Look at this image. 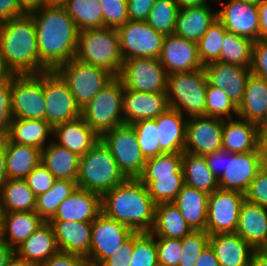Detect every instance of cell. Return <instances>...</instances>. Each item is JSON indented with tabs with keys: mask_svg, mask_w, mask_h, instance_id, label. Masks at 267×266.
I'll list each match as a JSON object with an SVG mask.
<instances>
[{
	"mask_svg": "<svg viewBox=\"0 0 267 266\" xmlns=\"http://www.w3.org/2000/svg\"><path fill=\"white\" fill-rule=\"evenodd\" d=\"M124 87L146 93H166L168 73L157 58H133L123 61L118 76Z\"/></svg>",
	"mask_w": 267,
	"mask_h": 266,
	"instance_id": "4fadbf2b",
	"label": "cell"
},
{
	"mask_svg": "<svg viewBox=\"0 0 267 266\" xmlns=\"http://www.w3.org/2000/svg\"><path fill=\"white\" fill-rule=\"evenodd\" d=\"M208 199V193L184 184L173 203L192 230L205 231Z\"/></svg>",
	"mask_w": 267,
	"mask_h": 266,
	"instance_id": "1f68e13d",
	"label": "cell"
},
{
	"mask_svg": "<svg viewBox=\"0 0 267 266\" xmlns=\"http://www.w3.org/2000/svg\"><path fill=\"white\" fill-rule=\"evenodd\" d=\"M24 14H30L44 6V0H16Z\"/></svg>",
	"mask_w": 267,
	"mask_h": 266,
	"instance_id": "89a4df30",
	"label": "cell"
},
{
	"mask_svg": "<svg viewBox=\"0 0 267 266\" xmlns=\"http://www.w3.org/2000/svg\"><path fill=\"white\" fill-rule=\"evenodd\" d=\"M0 59L9 75L38 74L48 70L39 58L31 14L0 23Z\"/></svg>",
	"mask_w": 267,
	"mask_h": 266,
	"instance_id": "7a4b0ae2",
	"label": "cell"
},
{
	"mask_svg": "<svg viewBox=\"0 0 267 266\" xmlns=\"http://www.w3.org/2000/svg\"><path fill=\"white\" fill-rule=\"evenodd\" d=\"M123 61L133 58L159 59L165 35L146 21L128 20L117 29Z\"/></svg>",
	"mask_w": 267,
	"mask_h": 266,
	"instance_id": "7c38bea8",
	"label": "cell"
},
{
	"mask_svg": "<svg viewBox=\"0 0 267 266\" xmlns=\"http://www.w3.org/2000/svg\"><path fill=\"white\" fill-rule=\"evenodd\" d=\"M123 92L124 84L115 76L81 109V117L99 136L124 124Z\"/></svg>",
	"mask_w": 267,
	"mask_h": 266,
	"instance_id": "52a82bcc",
	"label": "cell"
},
{
	"mask_svg": "<svg viewBox=\"0 0 267 266\" xmlns=\"http://www.w3.org/2000/svg\"><path fill=\"white\" fill-rule=\"evenodd\" d=\"M208 83L228 95L238 107L241 103L247 79L251 74L250 67L214 61L204 65Z\"/></svg>",
	"mask_w": 267,
	"mask_h": 266,
	"instance_id": "ffe728a7",
	"label": "cell"
},
{
	"mask_svg": "<svg viewBox=\"0 0 267 266\" xmlns=\"http://www.w3.org/2000/svg\"><path fill=\"white\" fill-rule=\"evenodd\" d=\"M43 72L11 75V110L13 118L45 120Z\"/></svg>",
	"mask_w": 267,
	"mask_h": 266,
	"instance_id": "30bf717a",
	"label": "cell"
},
{
	"mask_svg": "<svg viewBox=\"0 0 267 266\" xmlns=\"http://www.w3.org/2000/svg\"><path fill=\"white\" fill-rule=\"evenodd\" d=\"M155 120L161 151L164 154L183 153L188 118L183 116L178 110L169 107Z\"/></svg>",
	"mask_w": 267,
	"mask_h": 266,
	"instance_id": "f1b7e54d",
	"label": "cell"
},
{
	"mask_svg": "<svg viewBox=\"0 0 267 266\" xmlns=\"http://www.w3.org/2000/svg\"><path fill=\"white\" fill-rule=\"evenodd\" d=\"M195 266H220L210 244L206 245L196 261Z\"/></svg>",
	"mask_w": 267,
	"mask_h": 266,
	"instance_id": "e7e4bbea",
	"label": "cell"
},
{
	"mask_svg": "<svg viewBox=\"0 0 267 266\" xmlns=\"http://www.w3.org/2000/svg\"><path fill=\"white\" fill-rule=\"evenodd\" d=\"M126 179L101 139L79 158V188L102 196Z\"/></svg>",
	"mask_w": 267,
	"mask_h": 266,
	"instance_id": "277c9868",
	"label": "cell"
},
{
	"mask_svg": "<svg viewBox=\"0 0 267 266\" xmlns=\"http://www.w3.org/2000/svg\"><path fill=\"white\" fill-rule=\"evenodd\" d=\"M159 266H178L181 255V239L156 237Z\"/></svg>",
	"mask_w": 267,
	"mask_h": 266,
	"instance_id": "f5cc1de1",
	"label": "cell"
},
{
	"mask_svg": "<svg viewBox=\"0 0 267 266\" xmlns=\"http://www.w3.org/2000/svg\"><path fill=\"white\" fill-rule=\"evenodd\" d=\"M101 212V195L77 187L59 205L51 220L93 222Z\"/></svg>",
	"mask_w": 267,
	"mask_h": 266,
	"instance_id": "7402d4cb",
	"label": "cell"
},
{
	"mask_svg": "<svg viewBox=\"0 0 267 266\" xmlns=\"http://www.w3.org/2000/svg\"><path fill=\"white\" fill-rule=\"evenodd\" d=\"M68 0H44V6L64 7Z\"/></svg>",
	"mask_w": 267,
	"mask_h": 266,
	"instance_id": "11e5206c",
	"label": "cell"
},
{
	"mask_svg": "<svg viewBox=\"0 0 267 266\" xmlns=\"http://www.w3.org/2000/svg\"><path fill=\"white\" fill-rule=\"evenodd\" d=\"M42 149L21 145L6 138V174L8 179H25L41 163Z\"/></svg>",
	"mask_w": 267,
	"mask_h": 266,
	"instance_id": "d590c367",
	"label": "cell"
},
{
	"mask_svg": "<svg viewBox=\"0 0 267 266\" xmlns=\"http://www.w3.org/2000/svg\"><path fill=\"white\" fill-rule=\"evenodd\" d=\"M220 6L217 19L228 32L248 38L253 42L259 40L260 15L258 5L236 0H215Z\"/></svg>",
	"mask_w": 267,
	"mask_h": 266,
	"instance_id": "2e32d148",
	"label": "cell"
},
{
	"mask_svg": "<svg viewBox=\"0 0 267 266\" xmlns=\"http://www.w3.org/2000/svg\"><path fill=\"white\" fill-rule=\"evenodd\" d=\"M13 253L14 250L3 239H0V266H4Z\"/></svg>",
	"mask_w": 267,
	"mask_h": 266,
	"instance_id": "2644e50d",
	"label": "cell"
},
{
	"mask_svg": "<svg viewBox=\"0 0 267 266\" xmlns=\"http://www.w3.org/2000/svg\"><path fill=\"white\" fill-rule=\"evenodd\" d=\"M77 60L103 68L119 76L123 65L118 32L102 27L79 31L75 57Z\"/></svg>",
	"mask_w": 267,
	"mask_h": 266,
	"instance_id": "5b68a950",
	"label": "cell"
},
{
	"mask_svg": "<svg viewBox=\"0 0 267 266\" xmlns=\"http://www.w3.org/2000/svg\"><path fill=\"white\" fill-rule=\"evenodd\" d=\"M79 158L76 153L59 146L53 140L41 151V163L56 179L77 181Z\"/></svg>",
	"mask_w": 267,
	"mask_h": 266,
	"instance_id": "836d02e7",
	"label": "cell"
},
{
	"mask_svg": "<svg viewBox=\"0 0 267 266\" xmlns=\"http://www.w3.org/2000/svg\"><path fill=\"white\" fill-rule=\"evenodd\" d=\"M259 251L267 255V246H262Z\"/></svg>",
	"mask_w": 267,
	"mask_h": 266,
	"instance_id": "deb4b68c",
	"label": "cell"
},
{
	"mask_svg": "<svg viewBox=\"0 0 267 266\" xmlns=\"http://www.w3.org/2000/svg\"><path fill=\"white\" fill-rule=\"evenodd\" d=\"M207 75L204 68L168 74L169 107L186 118L205 116Z\"/></svg>",
	"mask_w": 267,
	"mask_h": 266,
	"instance_id": "8992f818",
	"label": "cell"
},
{
	"mask_svg": "<svg viewBox=\"0 0 267 266\" xmlns=\"http://www.w3.org/2000/svg\"><path fill=\"white\" fill-rule=\"evenodd\" d=\"M11 75L0 81V135L7 136L12 122Z\"/></svg>",
	"mask_w": 267,
	"mask_h": 266,
	"instance_id": "db71d44e",
	"label": "cell"
},
{
	"mask_svg": "<svg viewBox=\"0 0 267 266\" xmlns=\"http://www.w3.org/2000/svg\"><path fill=\"white\" fill-rule=\"evenodd\" d=\"M39 266H88V263L81 255L58 251Z\"/></svg>",
	"mask_w": 267,
	"mask_h": 266,
	"instance_id": "91938a15",
	"label": "cell"
},
{
	"mask_svg": "<svg viewBox=\"0 0 267 266\" xmlns=\"http://www.w3.org/2000/svg\"><path fill=\"white\" fill-rule=\"evenodd\" d=\"M100 139L109 148L120 171L127 179L138 178L146 163L132 124H121L106 131Z\"/></svg>",
	"mask_w": 267,
	"mask_h": 266,
	"instance_id": "9c48e42d",
	"label": "cell"
},
{
	"mask_svg": "<svg viewBox=\"0 0 267 266\" xmlns=\"http://www.w3.org/2000/svg\"><path fill=\"white\" fill-rule=\"evenodd\" d=\"M6 138L17 144L43 149L53 140V127L41 119L13 118Z\"/></svg>",
	"mask_w": 267,
	"mask_h": 266,
	"instance_id": "d6a6232c",
	"label": "cell"
},
{
	"mask_svg": "<svg viewBox=\"0 0 267 266\" xmlns=\"http://www.w3.org/2000/svg\"><path fill=\"white\" fill-rule=\"evenodd\" d=\"M245 194L217 189L209 194L205 230L210 234L235 233Z\"/></svg>",
	"mask_w": 267,
	"mask_h": 266,
	"instance_id": "9a60e30c",
	"label": "cell"
},
{
	"mask_svg": "<svg viewBox=\"0 0 267 266\" xmlns=\"http://www.w3.org/2000/svg\"><path fill=\"white\" fill-rule=\"evenodd\" d=\"M259 170L258 151L233 154L223 150L222 176L218 179L219 189L245 194Z\"/></svg>",
	"mask_w": 267,
	"mask_h": 266,
	"instance_id": "e0dca14e",
	"label": "cell"
},
{
	"mask_svg": "<svg viewBox=\"0 0 267 266\" xmlns=\"http://www.w3.org/2000/svg\"><path fill=\"white\" fill-rule=\"evenodd\" d=\"M178 5L179 9L185 7H193V6H200L204 4H208L212 0H174Z\"/></svg>",
	"mask_w": 267,
	"mask_h": 266,
	"instance_id": "34e18365",
	"label": "cell"
},
{
	"mask_svg": "<svg viewBox=\"0 0 267 266\" xmlns=\"http://www.w3.org/2000/svg\"><path fill=\"white\" fill-rule=\"evenodd\" d=\"M64 7L79 31L103 27V11L99 0H68Z\"/></svg>",
	"mask_w": 267,
	"mask_h": 266,
	"instance_id": "60d3db41",
	"label": "cell"
},
{
	"mask_svg": "<svg viewBox=\"0 0 267 266\" xmlns=\"http://www.w3.org/2000/svg\"><path fill=\"white\" fill-rule=\"evenodd\" d=\"M23 14L16 0H0V23Z\"/></svg>",
	"mask_w": 267,
	"mask_h": 266,
	"instance_id": "6125c7cd",
	"label": "cell"
},
{
	"mask_svg": "<svg viewBox=\"0 0 267 266\" xmlns=\"http://www.w3.org/2000/svg\"><path fill=\"white\" fill-rule=\"evenodd\" d=\"M236 1L246 2V3H251V4L258 5L262 0H236Z\"/></svg>",
	"mask_w": 267,
	"mask_h": 266,
	"instance_id": "979ff035",
	"label": "cell"
},
{
	"mask_svg": "<svg viewBox=\"0 0 267 266\" xmlns=\"http://www.w3.org/2000/svg\"><path fill=\"white\" fill-rule=\"evenodd\" d=\"M56 71L67 82L77 105L81 109L115 77L103 68L83 63L76 58L62 64Z\"/></svg>",
	"mask_w": 267,
	"mask_h": 266,
	"instance_id": "ba28073f",
	"label": "cell"
},
{
	"mask_svg": "<svg viewBox=\"0 0 267 266\" xmlns=\"http://www.w3.org/2000/svg\"><path fill=\"white\" fill-rule=\"evenodd\" d=\"M103 11V27L114 28L128 21L127 0H99Z\"/></svg>",
	"mask_w": 267,
	"mask_h": 266,
	"instance_id": "816d5d0a",
	"label": "cell"
},
{
	"mask_svg": "<svg viewBox=\"0 0 267 266\" xmlns=\"http://www.w3.org/2000/svg\"><path fill=\"white\" fill-rule=\"evenodd\" d=\"M8 179L6 174V137L0 135V187Z\"/></svg>",
	"mask_w": 267,
	"mask_h": 266,
	"instance_id": "003e7915",
	"label": "cell"
},
{
	"mask_svg": "<svg viewBox=\"0 0 267 266\" xmlns=\"http://www.w3.org/2000/svg\"><path fill=\"white\" fill-rule=\"evenodd\" d=\"M3 211L0 207V239H2V224H3Z\"/></svg>",
	"mask_w": 267,
	"mask_h": 266,
	"instance_id": "09005b40",
	"label": "cell"
},
{
	"mask_svg": "<svg viewBox=\"0 0 267 266\" xmlns=\"http://www.w3.org/2000/svg\"><path fill=\"white\" fill-rule=\"evenodd\" d=\"M260 15L259 39H267V0L258 4Z\"/></svg>",
	"mask_w": 267,
	"mask_h": 266,
	"instance_id": "a7ac6f4b",
	"label": "cell"
},
{
	"mask_svg": "<svg viewBox=\"0 0 267 266\" xmlns=\"http://www.w3.org/2000/svg\"><path fill=\"white\" fill-rule=\"evenodd\" d=\"M133 233L134 231L121 222L111 219L101 212L92 222L91 248L85 257L88 266H99L115 253Z\"/></svg>",
	"mask_w": 267,
	"mask_h": 266,
	"instance_id": "5bb4252c",
	"label": "cell"
},
{
	"mask_svg": "<svg viewBox=\"0 0 267 266\" xmlns=\"http://www.w3.org/2000/svg\"><path fill=\"white\" fill-rule=\"evenodd\" d=\"M192 231L173 202L156 205L155 221L150 231L155 237L182 239Z\"/></svg>",
	"mask_w": 267,
	"mask_h": 266,
	"instance_id": "8d00e7d4",
	"label": "cell"
},
{
	"mask_svg": "<svg viewBox=\"0 0 267 266\" xmlns=\"http://www.w3.org/2000/svg\"><path fill=\"white\" fill-rule=\"evenodd\" d=\"M254 250H259L267 239V208L244 200L236 232Z\"/></svg>",
	"mask_w": 267,
	"mask_h": 266,
	"instance_id": "83f0119b",
	"label": "cell"
},
{
	"mask_svg": "<svg viewBox=\"0 0 267 266\" xmlns=\"http://www.w3.org/2000/svg\"><path fill=\"white\" fill-rule=\"evenodd\" d=\"M168 108L167 93H146L124 87L123 119L126 124L155 119Z\"/></svg>",
	"mask_w": 267,
	"mask_h": 266,
	"instance_id": "44dd1931",
	"label": "cell"
},
{
	"mask_svg": "<svg viewBox=\"0 0 267 266\" xmlns=\"http://www.w3.org/2000/svg\"><path fill=\"white\" fill-rule=\"evenodd\" d=\"M210 171L219 179L222 176L223 149L204 156Z\"/></svg>",
	"mask_w": 267,
	"mask_h": 266,
	"instance_id": "be15d7a7",
	"label": "cell"
},
{
	"mask_svg": "<svg viewBox=\"0 0 267 266\" xmlns=\"http://www.w3.org/2000/svg\"><path fill=\"white\" fill-rule=\"evenodd\" d=\"M25 180L29 188L37 197L38 195L49 191L53 187L56 178L42 163H40L28 174Z\"/></svg>",
	"mask_w": 267,
	"mask_h": 266,
	"instance_id": "11a10c76",
	"label": "cell"
},
{
	"mask_svg": "<svg viewBox=\"0 0 267 266\" xmlns=\"http://www.w3.org/2000/svg\"><path fill=\"white\" fill-rule=\"evenodd\" d=\"M213 1L215 0L204 5L179 9L173 34L197 43L217 19V9H211Z\"/></svg>",
	"mask_w": 267,
	"mask_h": 266,
	"instance_id": "d4e9b609",
	"label": "cell"
},
{
	"mask_svg": "<svg viewBox=\"0 0 267 266\" xmlns=\"http://www.w3.org/2000/svg\"><path fill=\"white\" fill-rule=\"evenodd\" d=\"M211 245L220 266H248L255 251L237 233H217L210 235Z\"/></svg>",
	"mask_w": 267,
	"mask_h": 266,
	"instance_id": "4316f807",
	"label": "cell"
},
{
	"mask_svg": "<svg viewBox=\"0 0 267 266\" xmlns=\"http://www.w3.org/2000/svg\"><path fill=\"white\" fill-rule=\"evenodd\" d=\"M250 71L253 75L267 80V39L254 41Z\"/></svg>",
	"mask_w": 267,
	"mask_h": 266,
	"instance_id": "6f0895ef",
	"label": "cell"
},
{
	"mask_svg": "<svg viewBox=\"0 0 267 266\" xmlns=\"http://www.w3.org/2000/svg\"><path fill=\"white\" fill-rule=\"evenodd\" d=\"M267 113V80L249 75L244 96L237 107V117L258 126L265 120Z\"/></svg>",
	"mask_w": 267,
	"mask_h": 266,
	"instance_id": "f546056e",
	"label": "cell"
},
{
	"mask_svg": "<svg viewBox=\"0 0 267 266\" xmlns=\"http://www.w3.org/2000/svg\"><path fill=\"white\" fill-rule=\"evenodd\" d=\"M78 187L76 181L56 179L53 187L36 197L35 212L49 222L56 214L59 205Z\"/></svg>",
	"mask_w": 267,
	"mask_h": 266,
	"instance_id": "ab89813d",
	"label": "cell"
},
{
	"mask_svg": "<svg viewBox=\"0 0 267 266\" xmlns=\"http://www.w3.org/2000/svg\"><path fill=\"white\" fill-rule=\"evenodd\" d=\"M218 61L251 67L253 41L226 31Z\"/></svg>",
	"mask_w": 267,
	"mask_h": 266,
	"instance_id": "7bdbcfd3",
	"label": "cell"
},
{
	"mask_svg": "<svg viewBox=\"0 0 267 266\" xmlns=\"http://www.w3.org/2000/svg\"><path fill=\"white\" fill-rule=\"evenodd\" d=\"M102 213L134 232H150L155 207L147 187L138 179H126L101 196Z\"/></svg>",
	"mask_w": 267,
	"mask_h": 266,
	"instance_id": "3957f363",
	"label": "cell"
},
{
	"mask_svg": "<svg viewBox=\"0 0 267 266\" xmlns=\"http://www.w3.org/2000/svg\"><path fill=\"white\" fill-rule=\"evenodd\" d=\"M129 266H159L156 237L151 232H134Z\"/></svg>",
	"mask_w": 267,
	"mask_h": 266,
	"instance_id": "bcb514c9",
	"label": "cell"
},
{
	"mask_svg": "<svg viewBox=\"0 0 267 266\" xmlns=\"http://www.w3.org/2000/svg\"><path fill=\"white\" fill-rule=\"evenodd\" d=\"M226 31L223 24L216 19L197 42L198 57L203 66L219 60Z\"/></svg>",
	"mask_w": 267,
	"mask_h": 266,
	"instance_id": "f6af8a7d",
	"label": "cell"
},
{
	"mask_svg": "<svg viewBox=\"0 0 267 266\" xmlns=\"http://www.w3.org/2000/svg\"><path fill=\"white\" fill-rule=\"evenodd\" d=\"M223 122L210 116L188 118L184 152L205 156L221 150Z\"/></svg>",
	"mask_w": 267,
	"mask_h": 266,
	"instance_id": "ac0fdd59",
	"label": "cell"
},
{
	"mask_svg": "<svg viewBox=\"0 0 267 266\" xmlns=\"http://www.w3.org/2000/svg\"><path fill=\"white\" fill-rule=\"evenodd\" d=\"M9 74L5 71L0 59V81L6 78Z\"/></svg>",
	"mask_w": 267,
	"mask_h": 266,
	"instance_id": "b9fcfbb0",
	"label": "cell"
},
{
	"mask_svg": "<svg viewBox=\"0 0 267 266\" xmlns=\"http://www.w3.org/2000/svg\"><path fill=\"white\" fill-rule=\"evenodd\" d=\"M179 7L174 0H156L146 22L163 35H172L175 30Z\"/></svg>",
	"mask_w": 267,
	"mask_h": 266,
	"instance_id": "ee69618b",
	"label": "cell"
},
{
	"mask_svg": "<svg viewBox=\"0 0 267 266\" xmlns=\"http://www.w3.org/2000/svg\"><path fill=\"white\" fill-rule=\"evenodd\" d=\"M210 234L205 231H192L181 239V255L178 266H195L199 255L209 244Z\"/></svg>",
	"mask_w": 267,
	"mask_h": 266,
	"instance_id": "f907efd6",
	"label": "cell"
},
{
	"mask_svg": "<svg viewBox=\"0 0 267 266\" xmlns=\"http://www.w3.org/2000/svg\"><path fill=\"white\" fill-rule=\"evenodd\" d=\"M138 145L146 159L164 154L161 151L155 119L139 120L132 124Z\"/></svg>",
	"mask_w": 267,
	"mask_h": 266,
	"instance_id": "c3c4849f",
	"label": "cell"
},
{
	"mask_svg": "<svg viewBox=\"0 0 267 266\" xmlns=\"http://www.w3.org/2000/svg\"><path fill=\"white\" fill-rule=\"evenodd\" d=\"M59 251L86 257L91 248L92 222L50 220Z\"/></svg>",
	"mask_w": 267,
	"mask_h": 266,
	"instance_id": "603a6c76",
	"label": "cell"
},
{
	"mask_svg": "<svg viewBox=\"0 0 267 266\" xmlns=\"http://www.w3.org/2000/svg\"><path fill=\"white\" fill-rule=\"evenodd\" d=\"M183 185V174H173V176L157 177V180H153L147 186V190L157 205L174 202Z\"/></svg>",
	"mask_w": 267,
	"mask_h": 266,
	"instance_id": "681fc988",
	"label": "cell"
},
{
	"mask_svg": "<svg viewBox=\"0 0 267 266\" xmlns=\"http://www.w3.org/2000/svg\"><path fill=\"white\" fill-rule=\"evenodd\" d=\"M260 169L267 172V134L261 133L257 140Z\"/></svg>",
	"mask_w": 267,
	"mask_h": 266,
	"instance_id": "03108f58",
	"label": "cell"
},
{
	"mask_svg": "<svg viewBox=\"0 0 267 266\" xmlns=\"http://www.w3.org/2000/svg\"><path fill=\"white\" fill-rule=\"evenodd\" d=\"M263 246H267V239H266V242L263 244Z\"/></svg>",
	"mask_w": 267,
	"mask_h": 266,
	"instance_id": "67dfc351",
	"label": "cell"
},
{
	"mask_svg": "<svg viewBox=\"0 0 267 266\" xmlns=\"http://www.w3.org/2000/svg\"><path fill=\"white\" fill-rule=\"evenodd\" d=\"M260 134V128L255 123L239 117L224 119L222 149L233 154L257 151Z\"/></svg>",
	"mask_w": 267,
	"mask_h": 266,
	"instance_id": "484cf974",
	"label": "cell"
},
{
	"mask_svg": "<svg viewBox=\"0 0 267 266\" xmlns=\"http://www.w3.org/2000/svg\"><path fill=\"white\" fill-rule=\"evenodd\" d=\"M156 0H127L128 19L146 21Z\"/></svg>",
	"mask_w": 267,
	"mask_h": 266,
	"instance_id": "94428289",
	"label": "cell"
},
{
	"mask_svg": "<svg viewBox=\"0 0 267 266\" xmlns=\"http://www.w3.org/2000/svg\"><path fill=\"white\" fill-rule=\"evenodd\" d=\"M182 156L183 153H167L148 158L138 179L147 187L157 177L183 174Z\"/></svg>",
	"mask_w": 267,
	"mask_h": 266,
	"instance_id": "b9f144b4",
	"label": "cell"
},
{
	"mask_svg": "<svg viewBox=\"0 0 267 266\" xmlns=\"http://www.w3.org/2000/svg\"><path fill=\"white\" fill-rule=\"evenodd\" d=\"M182 171L184 184L190 187L208 194L219 189L218 179L208 168L204 156L183 152Z\"/></svg>",
	"mask_w": 267,
	"mask_h": 266,
	"instance_id": "f35d334b",
	"label": "cell"
},
{
	"mask_svg": "<svg viewBox=\"0 0 267 266\" xmlns=\"http://www.w3.org/2000/svg\"><path fill=\"white\" fill-rule=\"evenodd\" d=\"M99 140L100 136L81 116L53 128V141L80 157L90 150Z\"/></svg>",
	"mask_w": 267,
	"mask_h": 266,
	"instance_id": "cb8c5ba5",
	"label": "cell"
},
{
	"mask_svg": "<svg viewBox=\"0 0 267 266\" xmlns=\"http://www.w3.org/2000/svg\"><path fill=\"white\" fill-rule=\"evenodd\" d=\"M0 207L6 212H31L36 207V196L25 179H7L0 187Z\"/></svg>",
	"mask_w": 267,
	"mask_h": 266,
	"instance_id": "74e56055",
	"label": "cell"
},
{
	"mask_svg": "<svg viewBox=\"0 0 267 266\" xmlns=\"http://www.w3.org/2000/svg\"><path fill=\"white\" fill-rule=\"evenodd\" d=\"M35 23L41 63L56 70L75 57L79 29L65 7L43 6L30 13Z\"/></svg>",
	"mask_w": 267,
	"mask_h": 266,
	"instance_id": "6da1fadb",
	"label": "cell"
},
{
	"mask_svg": "<svg viewBox=\"0 0 267 266\" xmlns=\"http://www.w3.org/2000/svg\"><path fill=\"white\" fill-rule=\"evenodd\" d=\"M43 223L35 211L3 213L2 239L15 250Z\"/></svg>",
	"mask_w": 267,
	"mask_h": 266,
	"instance_id": "e575fe53",
	"label": "cell"
},
{
	"mask_svg": "<svg viewBox=\"0 0 267 266\" xmlns=\"http://www.w3.org/2000/svg\"><path fill=\"white\" fill-rule=\"evenodd\" d=\"M59 251L54 230L49 222L43 223L14 252L21 258L39 266Z\"/></svg>",
	"mask_w": 267,
	"mask_h": 266,
	"instance_id": "4dcf8cb0",
	"label": "cell"
},
{
	"mask_svg": "<svg viewBox=\"0 0 267 266\" xmlns=\"http://www.w3.org/2000/svg\"><path fill=\"white\" fill-rule=\"evenodd\" d=\"M159 60L168 74L204 67L198 57L197 43L175 34L165 35Z\"/></svg>",
	"mask_w": 267,
	"mask_h": 266,
	"instance_id": "d6986e66",
	"label": "cell"
},
{
	"mask_svg": "<svg viewBox=\"0 0 267 266\" xmlns=\"http://www.w3.org/2000/svg\"><path fill=\"white\" fill-rule=\"evenodd\" d=\"M43 92L46 101L45 121L53 128L81 116V108L77 105L67 82L56 70L43 72Z\"/></svg>",
	"mask_w": 267,
	"mask_h": 266,
	"instance_id": "8fae6325",
	"label": "cell"
},
{
	"mask_svg": "<svg viewBox=\"0 0 267 266\" xmlns=\"http://www.w3.org/2000/svg\"><path fill=\"white\" fill-rule=\"evenodd\" d=\"M134 247V233L123 243L119 249L105 259L99 266H129Z\"/></svg>",
	"mask_w": 267,
	"mask_h": 266,
	"instance_id": "680465c9",
	"label": "cell"
},
{
	"mask_svg": "<svg viewBox=\"0 0 267 266\" xmlns=\"http://www.w3.org/2000/svg\"><path fill=\"white\" fill-rule=\"evenodd\" d=\"M260 132L266 134L267 133V113L265 120L259 125Z\"/></svg>",
	"mask_w": 267,
	"mask_h": 266,
	"instance_id": "2a66077c",
	"label": "cell"
},
{
	"mask_svg": "<svg viewBox=\"0 0 267 266\" xmlns=\"http://www.w3.org/2000/svg\"><path fill=\"white\" fill-rule=\"evenodd\" d=\"M4 266H36L35 264L28 262L27 260L19 257L15 252L7 260Z\"/></svg>",
	"mask_w": 267,
	"mask_h": 266,
	"instance_id": "753ad0ef",
	"label": "cell"
},
{
	"mask_svg": "<svg viewBox=\"0 0 267 266\" xmlns=\"http://www.w3.org/2000/svg\"><path fill=\"white\" fill-rule=\"evenodd\" d=\"M205 116L221 119L237 117V106L230 100L225 91L207 84Z\"/></svg>",
	"mask_w": 267,
	"mask_h": 266,
	"instance_id": "7dc6e473",
	"label": "cell"
},
{
	"mask_svg": "<svg viewBox=\"0 0 267 266\" xmlns=\"http://www.w3.org/2000/svg\"><path fill=\"white\" fill-rule=\"evenodd\" d=\"M248 266H267V255L255 250L250 257Z\"/></svg>",
	"mask_w": 267,
	"mask_h": 266,
	"instance_id": "8c879c8a",
	"label": "cell"
},
{
	"mask_svg": "<svg viewBox=\"0 0 267 266\" xmlns=\"http://www.w3.org/2000/svg\"><path fill=\"white\" fill-rule=\"evenodd\" d=\"M248 202L267 208V172L259 170L245 193Z\"/></svg>",
	"mask_w": 267,
	"mask_h": 266,
	"instance_id": "9f6ffc18",
	"label": "cell"
}]
</instances>
